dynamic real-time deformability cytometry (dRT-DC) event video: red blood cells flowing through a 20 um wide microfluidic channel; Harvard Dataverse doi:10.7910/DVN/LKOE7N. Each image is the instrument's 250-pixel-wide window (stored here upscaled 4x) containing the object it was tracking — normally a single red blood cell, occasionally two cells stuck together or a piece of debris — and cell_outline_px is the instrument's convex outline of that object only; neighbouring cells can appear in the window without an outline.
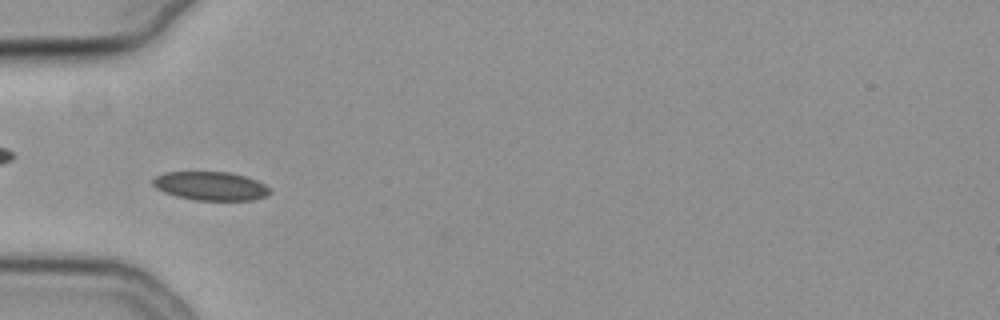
{"species": "common noctule bat (a hibernating species)", "species_latin": "Nyctalus noctula", "temperature_condition": "cold", "stored_images_in_passage": 50, "camera_frame_rate_fps": 3000, "um_per_image_px": 0.085, "animal": {"sex": "female", "body_mass_g": 19.3, "forearm_length_mm": 54.1}, "frame": {"image": 1, "passage_image": 17, "time_ms": 5.333, "image_size_px": [1000, 320], "cell_outline_px": [[272, 192], [268, 196], [252, 200], [192, 200], [176, 196], [164, 192], [156, 188], [152, 184], [152, 176], [164, 172], [228, 172], [244, 176], [256, 180], [264, 184]], "centroid_in_image_um": [17.87, 15.81], "position_along_channel_um": 67.1, "area_um2": 19.71}}
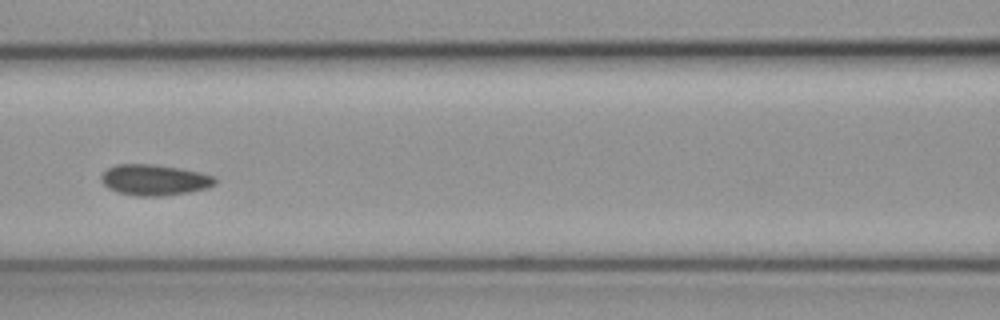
{"frame": {"image": 2, "passage_image": 24, "time_ms": 7.667, "image_size_px": [1000, 320], "cell_outline_px": [[216, 184], [208, 188], [188, 192], [160, 196], [136, 196], [116, 192], [108, 188], [100, 180], [100, 176], [108, 168], [116, 164], [152, 164], [180, 168], [200, 172], [216, 176]], "centroid_in_image_um": [13.13, 15.29], "position_along_channel_um": 153.5, "area_um2": 20.63}}
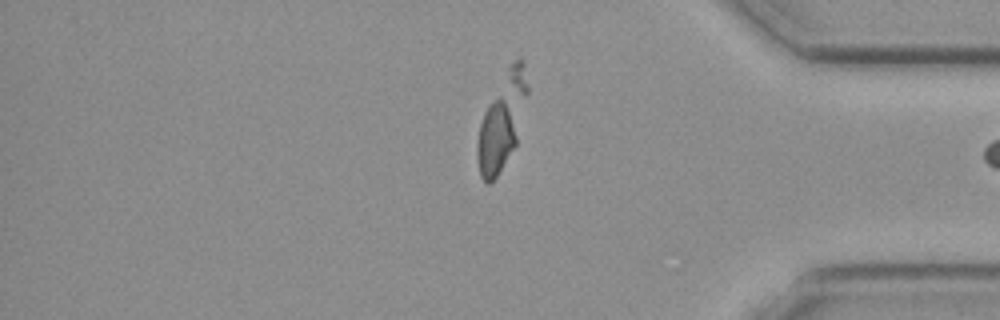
{"frame": {"image": 3, "passage_image": 50, "time_ms": 16.333, "image_size_px": [1000, 320], "cell_outline_px": [[528, 92], [516, 144], [496, 176], [488, 184], [480, 176], [476, 152], [476, 144], [480, 124], [484, 112], [508, 64], [512, 60], [520, 56], [524, 60], [528, 88]], "centroid_in_image_um": [42.68, 10.24], "position_along_channel_um": 392.5, "area_um2": 27.4}, "authors_computed_cell_mechanics": {"area_um2": 20.1144, "velocity_mm_per_s": 3.7676, "shape_relaxation_time_tau1_ms": 6.9852, "shape_relaxation_time_tau2_ms": 1.9008, "deformation_change_tau1": 0.0914, "deformation_change_tau2": 0.0608}}